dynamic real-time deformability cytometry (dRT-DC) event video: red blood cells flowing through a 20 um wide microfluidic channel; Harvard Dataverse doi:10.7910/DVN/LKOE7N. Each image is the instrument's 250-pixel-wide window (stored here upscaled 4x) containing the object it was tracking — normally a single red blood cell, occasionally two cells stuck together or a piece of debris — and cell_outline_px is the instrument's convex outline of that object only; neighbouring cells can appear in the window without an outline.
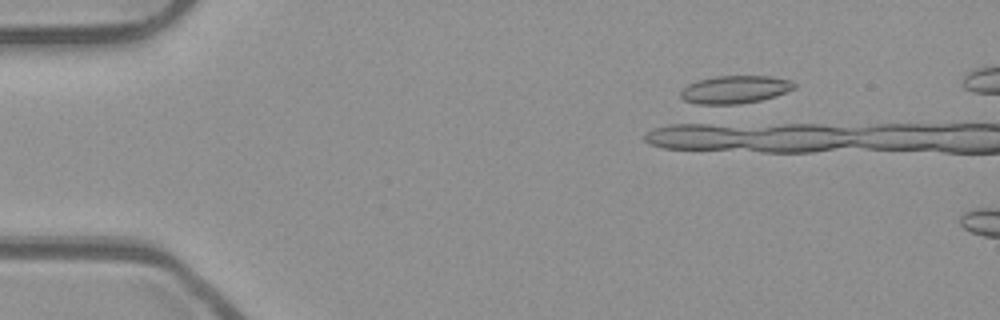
{"species": "common noctule bat (a hibernating species)", "species_latin": "Nyctalus noctula", "temperature_condition": "room temperature", "stored_images_in_passage": 8, "camera_frame_rate_fps": 3000, "um_per_image_px": 0.085, "animal": {"sex": "male", "body_mass_g": 23.1, "forearm_length_mm": 52.7}, "frame": {"image": 1, "passage_image": 8, "time_ms": 2.333, "image_size_px": [1000, 320], "cell_outline_px": [[796, 88], [776, 96], [760, 100], [740, 104], [708, 108], [684, 100], [680, 96], [680, 92], [688, 84], [696, 80], [716, 76], [768, 76], [792, 80], [796, 84]], "centroid_in_image_um": [62.42, 7.65], "position_along_channel_um": 22.6, "area_um2": 19.19}}